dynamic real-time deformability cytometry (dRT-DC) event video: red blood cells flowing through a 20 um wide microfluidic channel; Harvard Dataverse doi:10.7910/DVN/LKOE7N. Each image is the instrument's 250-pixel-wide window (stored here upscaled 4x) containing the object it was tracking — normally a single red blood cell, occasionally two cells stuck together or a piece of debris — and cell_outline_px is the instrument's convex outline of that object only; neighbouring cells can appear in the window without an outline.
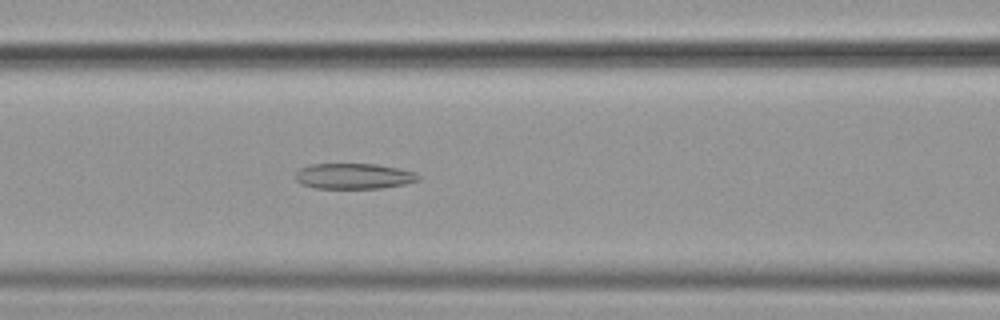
{"species": "common noctule bat (a hibernating species)", "species_latin": "Nyctalus noctula", "temperature_condition": "cold", "stored_images_in_passage": 51, "camera_frame_rate_fps": 3000, "um_per_image_px": 0.085, "animal": {"sex": "female", "body_mass_g": 19.9}, "frame": {"image": 1, "passage_image": 24, "time_ms": 7.667, "image_size_px": [1000, 320], "cell_outline_px": [[420, 180], [404, 184], [380, 188], [312, 188], [300, 184], [296, 180], [296, 172], [300, 168], [308, 164], [376, 164], [400, 168], [416, 172], [420, 176]], "centroid_in_image_um": [30.07, 14.97], "position_along_channel_um": 136.5, "area_um2": 18.5}}
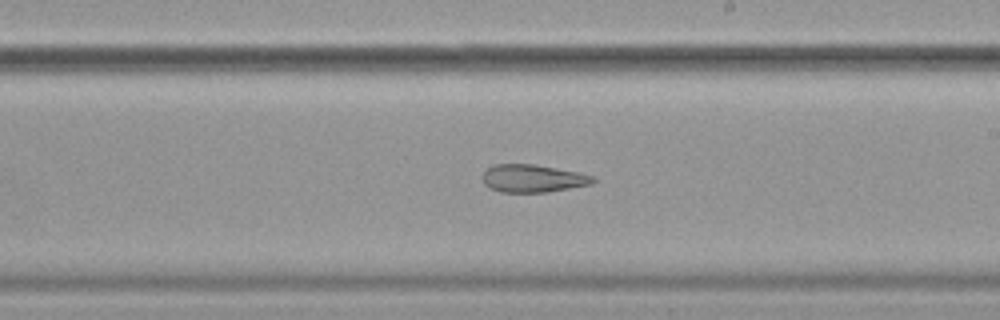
{"frame": {"image": 2, "passage_image": 33, "time_ms": 10.667, "image_size_px": [1000, 320], "cell_outline_px": [[596, 180], [592, 184], [548, 192], [500, 192], [484, 184], [480, 176], [492, 164], [532, 164], [580, 172], [596, 176]], "centroid_in_image_um": [45.3, 15.16], "position_along_channel_um": 243.7, "area_um2": 18.03}}
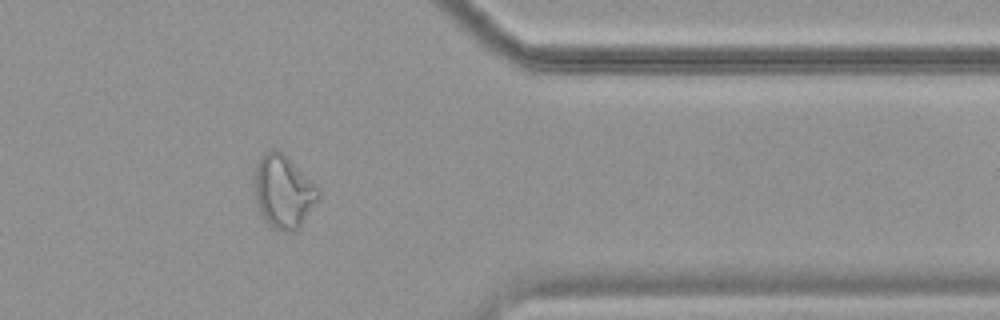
{"frame": {"image": 3, "passage_image": 46, "time_ms": 15.0, "image_size_px": [1000, 320], "cell_outline_px": [[320, 200], [300, 224], [292, 232], [280, 232], [272, 228], [260, 216], [256, 204], [252, 188], [252, 180], [256, 160], [260, 156], [272, 148], [276, 148], [316, 184], [320, 188]], "centroid_in_image_um": [24.03, 16.29], "position_along_channel_um": 387.4, "area_um2": 27.92}}